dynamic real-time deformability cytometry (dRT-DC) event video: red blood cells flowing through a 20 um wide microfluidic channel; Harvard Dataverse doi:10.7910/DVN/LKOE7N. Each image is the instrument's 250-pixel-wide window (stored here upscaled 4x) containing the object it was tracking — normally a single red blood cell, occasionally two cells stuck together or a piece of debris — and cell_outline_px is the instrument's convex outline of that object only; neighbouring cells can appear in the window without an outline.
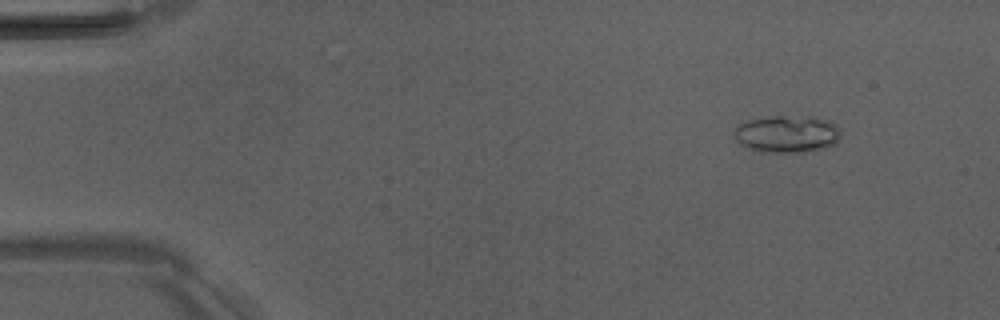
{"species": "Egyptian fruit bat (a non-hibernating species)", "species_latin": "Rousettus aegyptiacus", "temperature_condition": "room temperature", "stored_images_in_passage": 6, "camera_frame_rate_fps": 3000, "um_per_image_px": 0.085, "animal": {"sex": "male"}, "frame": {"image": 1, "passage_image": 1, "time_ms": 0.0, "image_size_px": [1000, 320], "cell_outline_px": [[840, 140], [836, 144], [824, 148], [788, 152], [772, 152], [752, 148], [740, 144], [732, 136], [732, 132], [740, 124], [748, 120], [768, 116], [816, 116], [828, 120], [836, 124], [840, 128]], "centroid_in_image_um": [66.93, 11.35], "position_along_channel_um": 18.1, "area_um2": 23.12}}